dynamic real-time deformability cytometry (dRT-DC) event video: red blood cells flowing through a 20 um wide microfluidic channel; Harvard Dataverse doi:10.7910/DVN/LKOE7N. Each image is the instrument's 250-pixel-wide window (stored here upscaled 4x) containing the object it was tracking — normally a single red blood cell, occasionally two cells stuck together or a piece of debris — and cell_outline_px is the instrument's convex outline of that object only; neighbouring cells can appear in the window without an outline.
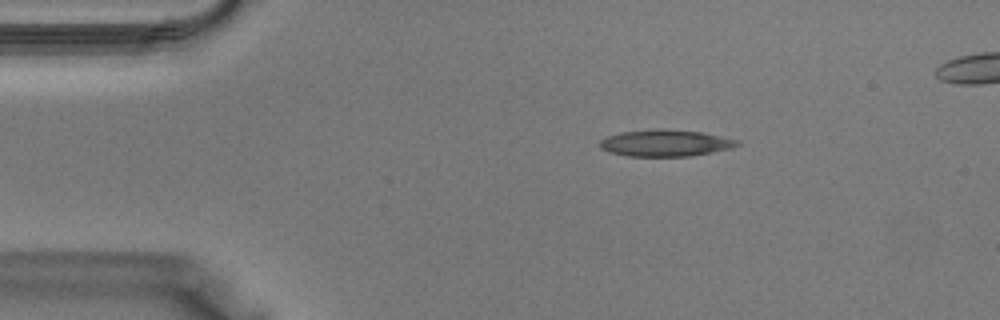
{"species": "Egyptian fruit bat (a non-hibernating species)", "species_latin": "Rousettus aegyptiacus", "temperature_condition": "warm", "stored_images_in_passage": 32, "camera_frame_rate_fps": 3000, "um_per_image_px": 0.085, "animal": {"sex": "male"}, "frame": {"image": 1, "passage_image": 1, "time_ms": 0.0, "image_size_px": [1000, 320], "cell_outline_px": [[740, 144], [732, 148], [692, 156], [628, 156], [608, 152], [600, 148], [600, 140], [608, 136], [620, 132], [656, 128], [664, 128], [704, 132], [740, 140]], "centroid_in_image_um": [56.58, 12.15], "position_along_channel_um": 28.4, "area_um2": 21.68}}
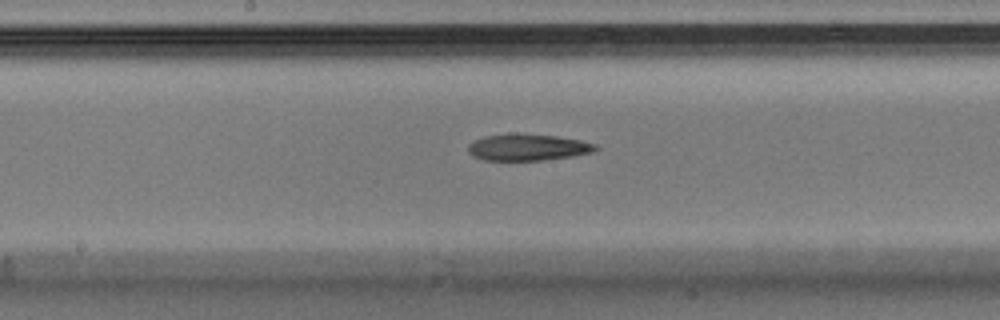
{"frame": {"image": 2, "passage_image": 14, "time_ms": 4.333, "image_size_px": [1000, 320], "cell_outline_px": [[600, 148], [592, 152], [572, 156], [540, 160], [484, 160], [472, 156], [468, 152], [468, 144], [484, 136], [516, 132], [556, 136], [580, 140], [596, 144]], "centroid_in_image_um": [44.84, 12.5], "position_along_channel_um": 203.4, "area_um2": 19.88}}
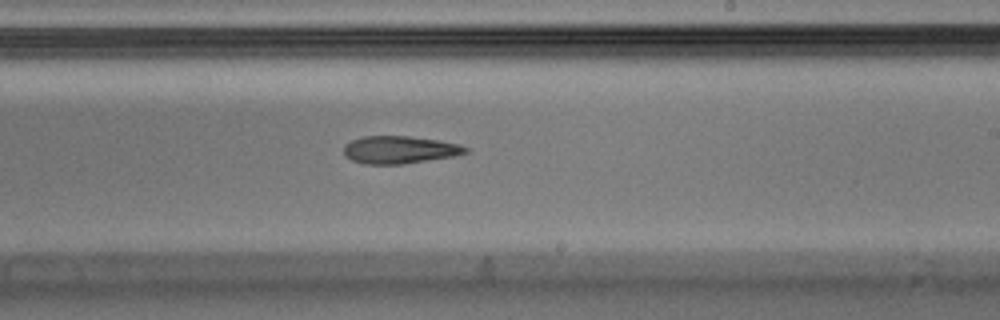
{"frame": {"image": 3, "passage_image": 17, "time_ms": 5.333, "image_size_px": [1000, 320], "cell_outline_px": [[468, 152], [456, 156], [404, 164], [364, 164], [352, 160], [344, 152], [344, 144], [352, 140], [364, 136], [408, 136], [440, 140], [460, 144], [468, 148]], "centroid_in_image_um": [34.0, 12.73], "position_along_channel_um": 255.0, "area_um2": 19.65}}